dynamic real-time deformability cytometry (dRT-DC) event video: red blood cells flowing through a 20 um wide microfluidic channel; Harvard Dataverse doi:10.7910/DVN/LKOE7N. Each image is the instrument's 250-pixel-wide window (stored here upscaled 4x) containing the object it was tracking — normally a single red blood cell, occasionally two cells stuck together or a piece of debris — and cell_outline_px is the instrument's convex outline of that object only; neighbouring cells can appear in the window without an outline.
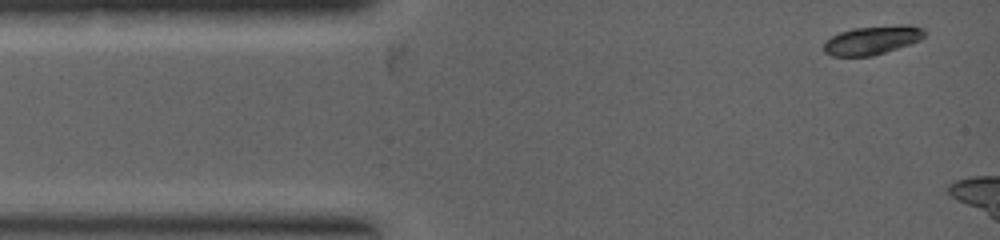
{"species": "common noctule bat (a hibernating species)", "species_latin": "Nyctalus noctula", "temperature_condition": "warm", "stored_images_in_passage": 3, "camera_frame_rate_fps": 5000, "um_per_image_px": 0.085, "animal": {"sex": "female", "body_mass_g": 19.0, "forearm_length_mm": 53.3}, "frame": {"image": 1, "passage_image": 1, "time_ms": 0.0, "image_size_px": [1000, 240], "cell_outline_px": [[924, 36], [920, 40], [872, 56], [832, 56], [824, 52], [824, 44], [832, 36], [840, 32], [852, 28], [900, 24], [908, 24], [924, 28]], "centroid_in_image_um": [74.14, 3.39], "position_along_channel_um": 10.9, "area_um2": 16.76}}